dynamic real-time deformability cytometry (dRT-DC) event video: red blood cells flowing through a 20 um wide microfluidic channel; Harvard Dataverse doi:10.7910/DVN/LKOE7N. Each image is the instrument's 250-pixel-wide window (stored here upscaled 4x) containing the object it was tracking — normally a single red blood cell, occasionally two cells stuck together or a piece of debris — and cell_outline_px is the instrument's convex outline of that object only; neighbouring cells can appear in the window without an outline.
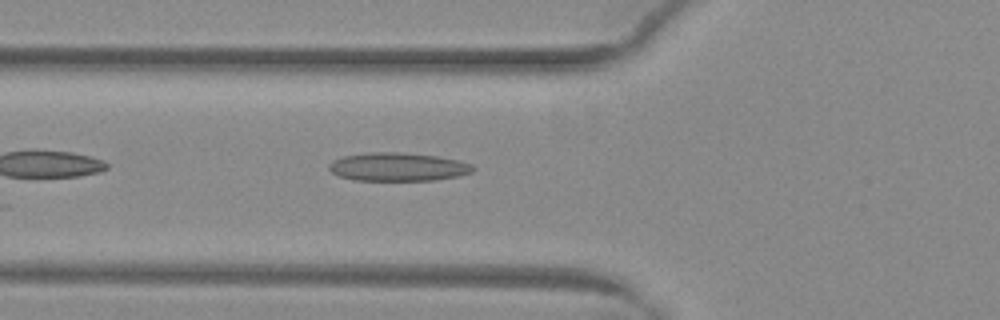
{"species": "common noctule bat (a hibernating species)", "species_latin": "Nyctalus noctula", "temperature_condition": "warm", "stored_images_in_passage": 33, "camera_frame_rate_fps": 3000, "um_per_image_px": 0.085, "animal": {"sex": "female", "body_mass_g": 29.2, "forearm_length_mm": 56.3}, "frame": {"image": 1, "passage_image": 5, "time_ms": 1.333, "image_size_px": [1000, 320], "cell_outline_px": [[476, 168], [472, 172], [456, 176], [436, 180], [352, 180], [340, 176], [332, 172], [328, 168], [328, 164], [332, 160], [344, 156], [372, 152], [400, 152], [436, 156], [456, 160], [472, 164]], "centroid_in_image_um": [33.8, 14.18], "position_along_channel_um": 92.0, "area_um2": 23.7}}
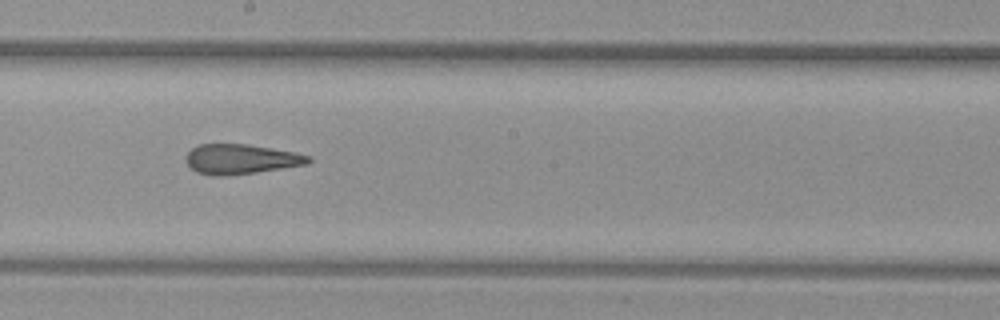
{"frame": {"image": 2, "passage_image": 15, "time_ms": 4.667, "image_size_px": [1000, 320], "cell_outline_px": [[312, 160], [308, 164], [256, 172], [228, 176], [212, 176], [196, 172], [188, 164], [184, 156], [192, 148], [200, 144], [248, 144], [296, 152], [312, 156]], "centroid_in_image_um": [20.49, 13.53], "position_along_channel_um": 227.7, "area_um2": 21.5}}
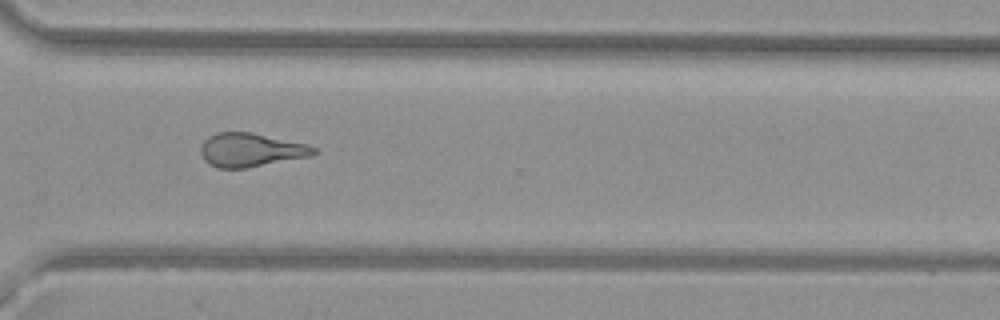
{"frame": {"image": 3, "passage_image": 24, "time_ms": 7.667, "image_size_px": [1000, 320], "cell_outline_px": [[316, 152], [308, 156], [244, 168], [220, 168], [204, 160], [200, 152], [200, 148], [204, 140], [208, 136], [216, 132], [252, 132], [308, 144], [316, 148]], "centroid_in_image_um": [21.28, 12.72], "position_along_channel_um": 349.3, "area_um2": 21.91}, "authors_computed_cell_mechanics": {"area_um2": 22.0218, "velocity_mm_per_s": 4.0592, "shape_relaxation_time_tau1_ms": null, "shape_relaxation_time_tau2_ms": 2.4203, "deformation_change_tau1": null, "deformation_change_tau2": 0.1265}}